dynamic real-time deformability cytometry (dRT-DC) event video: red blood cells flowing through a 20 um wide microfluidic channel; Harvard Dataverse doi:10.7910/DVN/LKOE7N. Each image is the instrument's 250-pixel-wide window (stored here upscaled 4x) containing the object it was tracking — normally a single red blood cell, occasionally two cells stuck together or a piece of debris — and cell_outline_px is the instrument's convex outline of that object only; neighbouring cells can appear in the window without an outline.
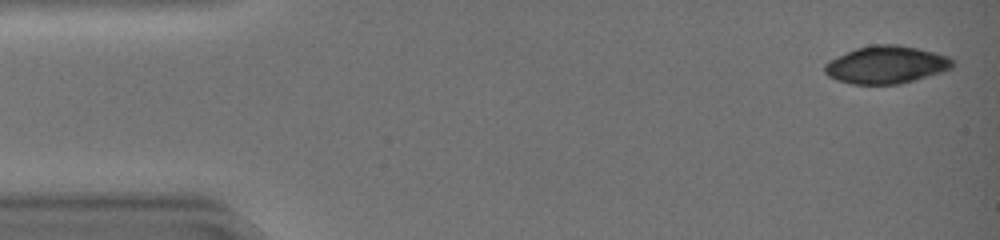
{"species": "common noctule bat (a hibernating species)", "species_latin": "Nyctalus noctula", "temperature_condition": "warm", "stored_images_in_passage": 44, "camera_frame_rate_fps": 3000, "um_per_image_px": 0.085, "animal": {"sex": "female", "body_mass_g": 19.0, "forearm_length_mm": 51.5}, "frame": {"image": 1, "passage_image": 2, "time_ms": 0.333, "image_size_px": [1000, 240], "cell_outline_px": [[956, 64], [952, 68], [916, 80], [900, 84], [852, 84], [836, 80], [828, 76], [824, 72], [824, 64], [828, 60], [836, 56], [856, 48], [872, 44], [896, 44], [916, 48], [948, 56]], "centroid_in_image_um": [75.29, 5.51], "position_along_channel_um": 9.7, "area_um2": 28.15}}
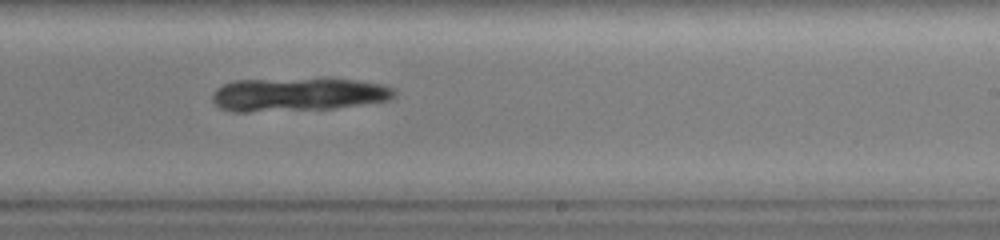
{"frame": {"image": 2, "passage_image": 28, "time_ms": 9.0, "image_size_px": [1000, 240], "cell_outline_px": [[396, 92], [392, 100], [332, 108], [248, 112], [228, 112], [220, 108], [212, 100], [212, 92], [216, 88], [224, 84], [236, 80], [324, 76], [328, 76], [356, 80], [380, 84], [392, 88]], "centroid_in_image_um": [25.31, 7.99], "position_along_channel_um": 263.7, "area_um2": 36.65}}
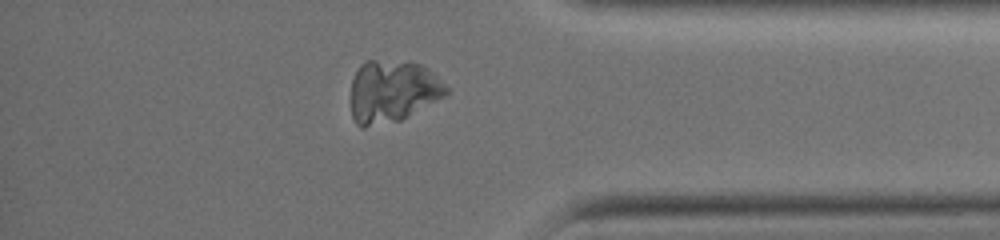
{"frame": {"image": 3, "passage_image": 38, "time_ms": 12.333, "image_size_px": [1000, 240], "cell_outline_px": [[448, 92], [444, 96], [400, 120], [364, 128], [360, 128], [356, 124], [352, 116], [352, 80], [360, 64], [364, 60], [372, 60], [420, 64], [428, 68], [448, 88]], "centroid_in_image_um": [33.33, 7.77], "position_along_channel_um": 401.9, "area_um2": 34.1}}